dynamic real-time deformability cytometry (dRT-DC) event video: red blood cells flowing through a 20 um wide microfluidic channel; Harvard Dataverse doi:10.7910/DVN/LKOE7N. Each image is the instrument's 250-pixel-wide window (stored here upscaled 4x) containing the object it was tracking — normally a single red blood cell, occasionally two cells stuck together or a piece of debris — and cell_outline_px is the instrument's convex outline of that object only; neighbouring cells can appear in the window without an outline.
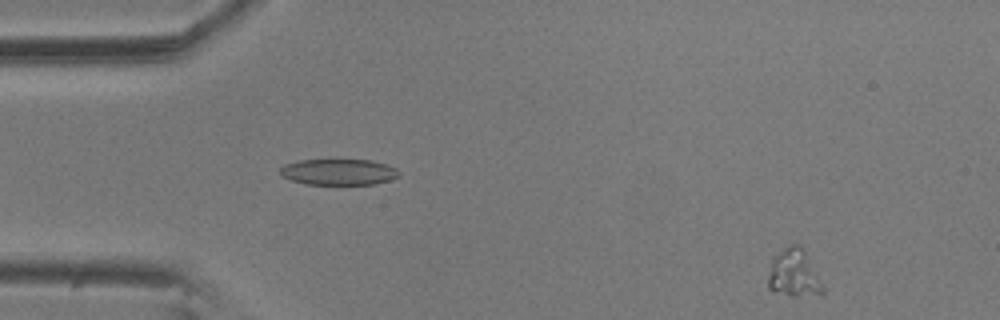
{"species": "common noctule bat (a hibernating species)", "species_latin": "Nyctalus noctula", "temperature_condition": "room temperature", "stored_images_in_passage": 54, "camera_frame_rate_fps": 3000, "um_per_image_px": 0.085, "animal": {"sex": "male", "body_mass_g": 20.5, "forearm_length_mm": 52.5}, "frame": {"image": 1, "passage_image": 2, "time_ms": 0.333, "image_size_px": [1000, 320], "cell_outline_px": [[824, 292], [796, 296], [792, 296], [772, 292], [768, 288], [768, 276], [772, 256], [788, 244], [800, 244], [804, 248], [824, 288]], "centroid_in_image_um": [67.43, 23.19], "position_along_channel_um": 17.6, "area_um2": 15.32}}
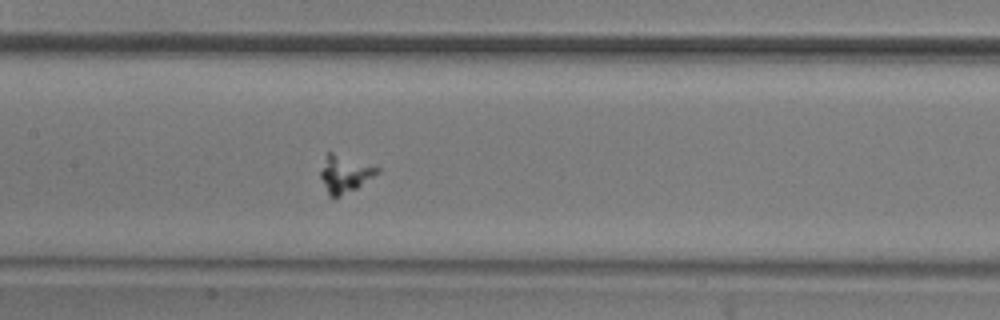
{"frame": {"image": 2, "passage_image": 24, "time_ms": 7.667, "image_size_px": [1000, 320], "cell_outline_px": [[380, 172], [356, 188], [340, 196], [328, 196], [320, 176], [320, 172], [328, 152], [332, 152], [380, 168]], "centroid_in_image_um": [29.3, 14.79], "position_along_channel_um": 178.1, "area_um2": 11.91}}
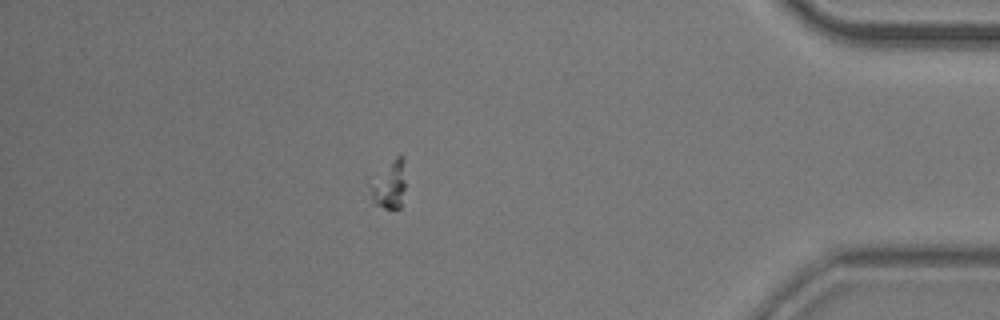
{"frame": {"image": 3, "passage_image": 47, "time_ms": 15.333, "image_size_px": [1000, 320], "cell_outline_px": [[404, 188], [400, 208], [384, 208], [372, 204], [364, 176], [396, 156], [404, 156]], "centroid_in_image_um": [32.91, 15.61], "position_along_channel_um": 402.3, "area_um2": 11.21}}